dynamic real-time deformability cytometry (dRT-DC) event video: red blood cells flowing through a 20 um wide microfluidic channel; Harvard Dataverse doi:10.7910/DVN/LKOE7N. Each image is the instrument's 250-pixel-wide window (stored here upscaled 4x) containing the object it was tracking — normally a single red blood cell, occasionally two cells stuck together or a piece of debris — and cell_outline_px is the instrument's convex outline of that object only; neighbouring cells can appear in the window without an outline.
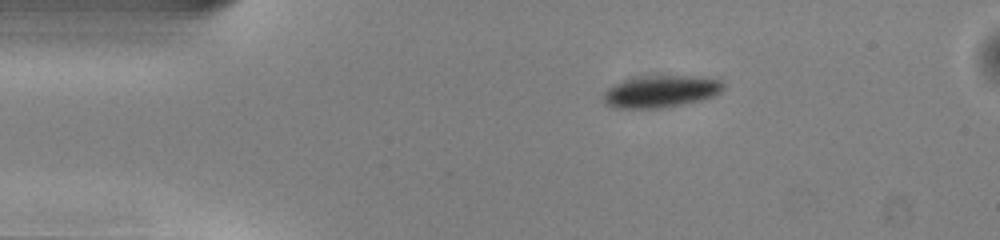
{"species": "common noctule bat (a hibernating species)", "species_latin": "Nyctalus noctula", "temperature_condition": "warm", "stored_images_in_passage": 43, "camera_frame_rate_fps": 3000, "um_per_image_px": 0.085, "animal": {"sex": "male", "body_mass_g": 13.0, "forearm_length_mm": 53.1}, "frame": {"image": 1, "passage_image": 1, "time_ms": 0.0, "image_size_px": [1000, 240], "cell_outline_px": [[724, 88], [716, 96], [704, 100], [684, 104], [660, 108], [612, 108], [604, 104], [604, 92], [612, 84], [624, 80], [648, 76], [692, 76], [720, 80], [724, 84]], "centroid_in_image_um": [56.17, 7.79], "position_along_channel_um": 28.8, "area_um2": 22.48}}
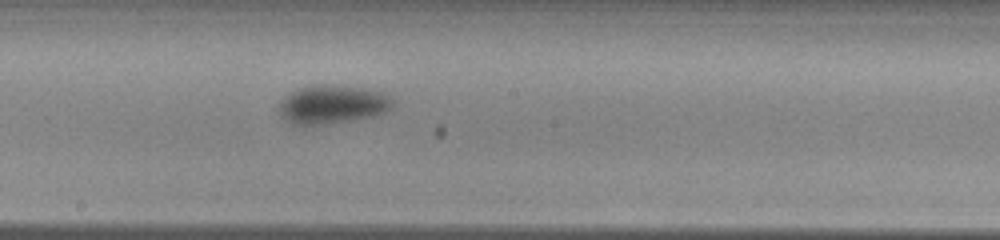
{"frame": {"image": 2, "passage_image": 19, "time_ms": 6.0, "image_size_px": [1000, 240], "cell_outline_px": [[392, 108], [384, 112], [372, 116], [324, 124], [292, 124], [280, 116], [280, 100], [288, 92], [300, 88], [316, 84], [324, 84], [364, 88], [384, 92], [392, 96]], "centroid_in_image_um": [28.24, 8.85], "position_along_channel_um": 220.0, "area_um2": 25.49}}
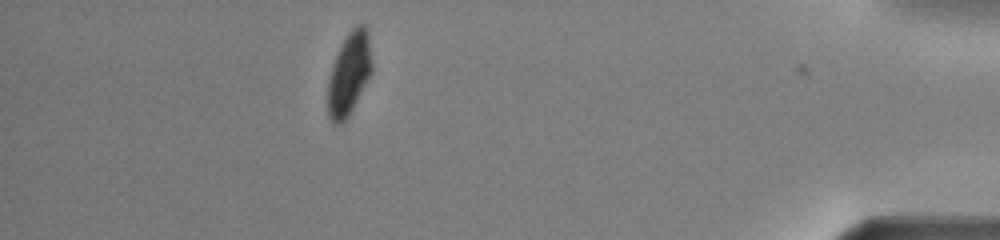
{"frame": {"image": 3, "passage_image": 37, "time_ms": 12.0, "image_size_px": [1000, 240], "cell_outline_px": [[372, 72], [344, 124], [332, 124], [328, 116], [328, 80], [332, 64], [340, 44], [348, 32], [356, 24], [364, 24], [368, 32], [372, 64]], "centroid_in_image_um": [29.66, 6.27], "position_along_channel_um": 405.5, "area_um2": 21.44}, "authors_computed_cell_mechanics": {"area_um2": 23.987, "velocity_mm_per_s": 4.0355, "shape_relaxation_time_tau1_ms": 1.907, "shape_relaxation_time_tau2_ms": null, "deformation_change_tau1": 0.0895, "deformation_change_tau2": null}}